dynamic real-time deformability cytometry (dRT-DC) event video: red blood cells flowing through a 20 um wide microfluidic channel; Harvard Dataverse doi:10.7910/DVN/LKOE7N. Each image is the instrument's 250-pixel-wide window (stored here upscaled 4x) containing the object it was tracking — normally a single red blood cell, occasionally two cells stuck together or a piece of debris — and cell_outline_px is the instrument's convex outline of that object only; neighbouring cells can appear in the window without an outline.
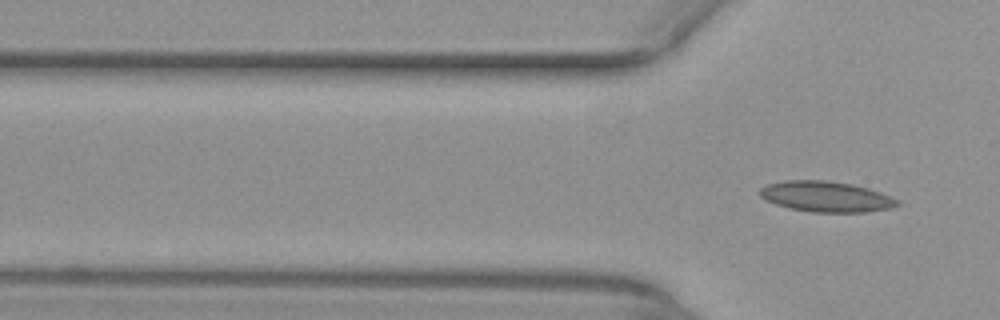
{"species": "common noctule bat (a hibernating species)", "species_latin": "Nyctalus noctula", "temperature_condition": "warm", "stored_images_in_passage": 6, "camera_frame_rate_fps": 3000, "um_per_image_px": 0.085, "animal": {"sex": "female", "body_mass_g": 29.2, "forearm_length_mm": 56.3}, "frame": {"image": 1, "passage_image": 6, "time_ms": 1.667, "image_size_px": [1000, 320], "cell_outline_px": [[900, 204], [892, 208], [864, 212], [812, 212], [788, 208], [764, 200], [756, 192], [760, 188], [768, 184], [784, 180], [824, 180], [852, 184], [868, 188], [880, 192], [896, 200]], "centroid_in_image_um": [70.15, 16.71], "position_along_channel_um": 55.7, "area_um2": 24.57}}